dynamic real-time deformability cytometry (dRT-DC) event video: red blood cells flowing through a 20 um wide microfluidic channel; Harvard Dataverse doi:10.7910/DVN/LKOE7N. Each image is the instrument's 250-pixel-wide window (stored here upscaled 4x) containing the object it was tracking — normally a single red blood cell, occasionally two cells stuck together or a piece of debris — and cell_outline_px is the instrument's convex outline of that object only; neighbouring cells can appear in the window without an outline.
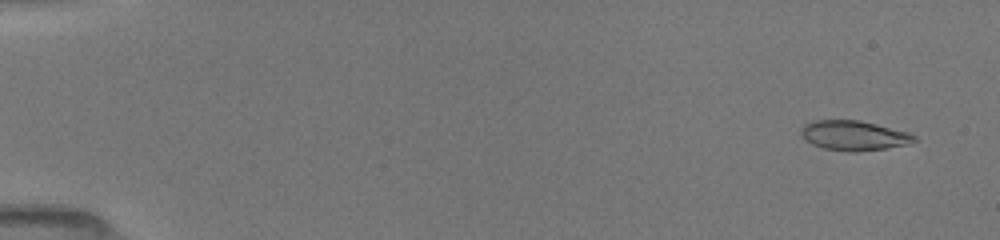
{"species": "common noctule bat (a hibernating species)", "species_latin": "Nyctalus noctula", "temperature_condition": "room temperature", "stored_images_in_passage": 51, "camera_frame_rate_fps": 3000, "um_per_image_px": 0.085, "animal": {"sex": "female", "body_mass_g": 19.5, "forearm_length_mm": 54.1}, "frame": {"image": 1, "passage_image": 3, "time_ms": 0.667, "image_size_px": [1000, 240], "cell_outline_px": [[916, 140], [908, 144], [884, 148], [856, 152], [848, 152], [824, 148], [812, 144], [804, 140], [800, 136], [800, 128], [804, 124], [816, 120], [860, 120], [908, 132], [916, 136]], "centroid_in_image_um": [72.53, 11.52], "position_along_channel_um": 12.5, "area_um2": 19.71}}
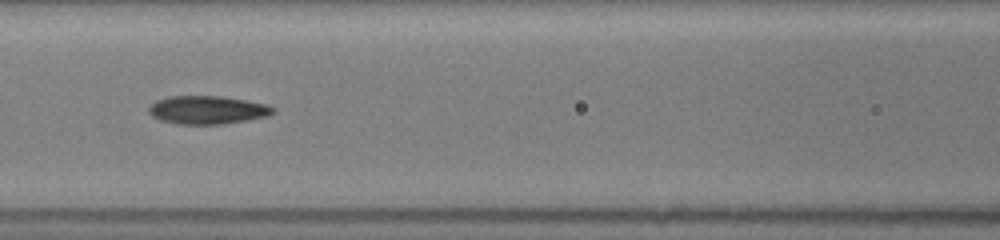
{"frame": {"image": 2, "passage_image": 24, "time_ms": 7.667, "image_size_px": [1000, 240], "cell_outline_px": [[276, 112], [268, 116], [248, 120], [224, 124], [176, 124], [160, 120], [152, 116], [148, 112], [148, 108], [156, 100], [168, 96], [224, 96], [268, 104], [276, 108]], "centroid_in_image_um": [17.66, 9.34], "position_along_channel_um": 148.9, "area_um2": 20.75}}
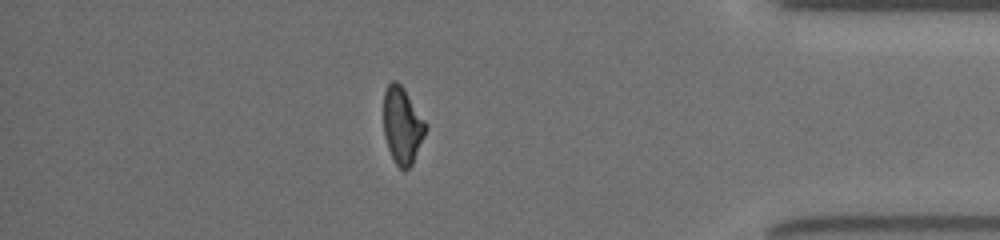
{"frame": {"image": 3, "passage_image": 45, "time_ms": 14.667, "image_size_px": [1000, 240], "cell_outline_px": [[428, 128], [412, 164], [404, 172], [396, 164], [388, 148], [384, 136], [384, 92], [388, 84], [392, 80], [396, 80], [404, 88], [428, 124]], "centroid_in_image_um": [34.21, 10.65], "position_along_channel_um": 401.0, "area_um2": 18.96}, "authors_computed_cell_mechanics": {"area_um2": 19.7676, "velocity_mm_per_s": 4.0396, "shape_relaxation_time_tau1_ms": 3.4127, "shape_relaxation_time_tau2_ms": 2.6101, "deformation_change_tau1": 0.1604, "deformation_change_tau2": 0.109}}